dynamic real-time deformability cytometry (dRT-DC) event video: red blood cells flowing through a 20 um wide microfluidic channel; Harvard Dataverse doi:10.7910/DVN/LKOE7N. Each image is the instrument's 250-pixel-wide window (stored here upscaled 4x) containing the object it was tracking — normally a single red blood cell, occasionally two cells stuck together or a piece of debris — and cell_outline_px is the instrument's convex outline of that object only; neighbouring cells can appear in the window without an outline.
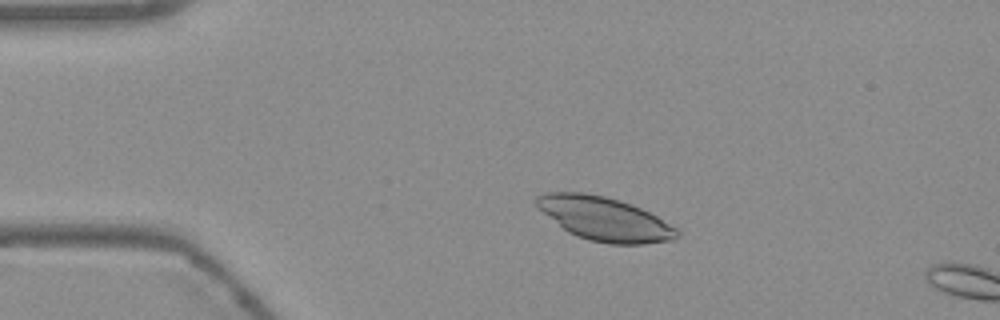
{"species": "Egyptian fruit bat (a non-hibernating species)", "species_latin": "Rousettus aegyptiacus", "temperature_condition": "warm", "stored_images_in_passage": 8, "camera_frame_rate_fps": 3000, "um_per_image_px": 0.085, "frame": {"image": 1, "passage_image": 4, "time_ms": 1.0, "image_size_px": [1000, 320], "cell_outline_px": [[680, 236], [672, 240], [644, 244], [608, 244], [588, 240], [576, 236], [568, 232], [536, 208], [532, 200], [536, 196], [544, 192], [584, 192], [604, 196], [640, 208], [656, 216], [676, 228], [680, 232]], "centroid_in_image_um": [51.31, 18.6], "position_along_channel_um": 33.7, "area_um2": 35.84}}